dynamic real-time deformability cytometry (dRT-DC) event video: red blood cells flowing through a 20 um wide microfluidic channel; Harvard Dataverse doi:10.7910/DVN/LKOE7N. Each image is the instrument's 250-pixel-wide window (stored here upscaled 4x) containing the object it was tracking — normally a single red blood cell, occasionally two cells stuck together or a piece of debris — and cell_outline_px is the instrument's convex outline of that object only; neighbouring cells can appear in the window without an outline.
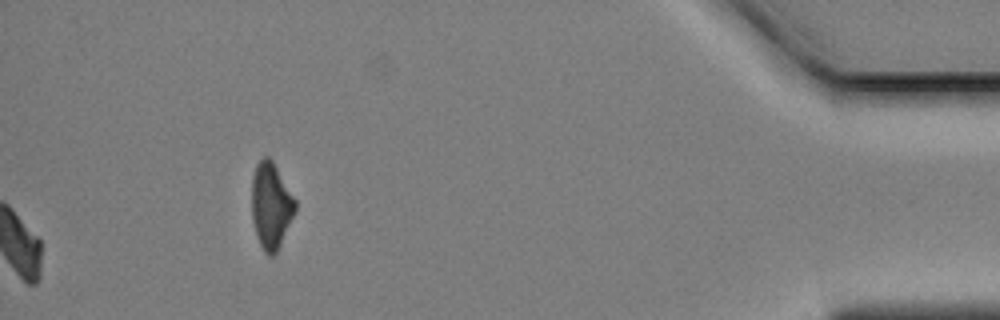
{"species": "Egyptian fruit bat (a non-hibernating species)", "species_latin": "Rousettus aegyptiacus", "temperature_condition": "cold", "stored_images_in_passage": 59, "camera_frame_rate_fps": 3000, "um_per_image_px": 0.085, "animal": {"sex": "female"}, "frame": {"image": 1, "passage_image": 59, "time_ms": 19.333, "image_size_px": [1000, 320], "cell_outline_px": [[296, 212], [276, 252], [272, 256], [268, 256], [264, 252], [256, 236], [252, 220], [252, 176], [256, 164], [264, 156], [268, 156], [272, 160], [296, 200]], "centroid_in_image_um": [23.03, 17.48], "position_along_channel_um": 412.2, "area_um2": 21.85}, "authors_computed_cell_mechanics": {"area_um2": 20.6924, "velocity_mm_per_s": 3.4225, "shape_relaxation_time_tau1_ms": 2.2816, "shape_relaxation_time_tau2_ms": null, "deformation_change_tau1": 0.1196, "deformation_change_tau2": null}}